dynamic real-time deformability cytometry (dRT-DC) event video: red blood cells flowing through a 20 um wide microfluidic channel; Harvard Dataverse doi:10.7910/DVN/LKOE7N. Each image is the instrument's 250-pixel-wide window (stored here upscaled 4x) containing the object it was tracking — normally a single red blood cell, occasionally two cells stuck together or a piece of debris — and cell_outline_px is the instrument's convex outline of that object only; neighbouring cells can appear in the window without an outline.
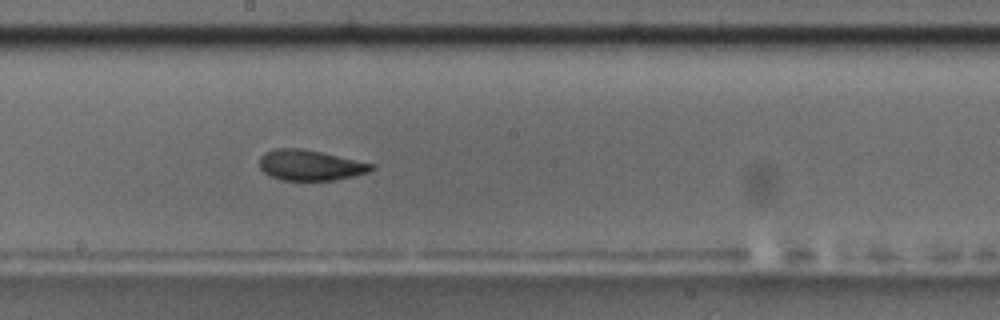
{"species": "common noctule bat (a hibernating species)", "species_latin": "Nyctalus noctula", "temperature_condition": "room temperature", "stored_images_in_passage": 51, "camera_frame_rate_fps": 3000, "um_per_image_px": 0.085, "animal": {"sex": "male", "body_mass_g": 17.5, "forearm_length_mm": 52.3}, "frame": {"image": 1, "passage_image": 30, "time_ms": 9.667, "image_size_px": [1000, 320], "cell_outline_px": [[376, 168], [368, 172], [352, 176], [332, 180], [280, 180], [264, 172], [260, 168], [260, 156], [264, 152], [276, 148], [300, 148], [320, 152], [376, 164]], "centroid_in_image_um": [26.37, 14.04], "position_along_channel_um": 221.8, "area_um2": 19.83}, "authors_computed_cell_mechanics": {"area_um2": 20.4612, "velocity_mm_per_s": 3.6252, "shape_relaxation_time_tau1_ms": 7.6462, "shape_relaxation_time_tau2_ms": 1.6146, "deformation_change_tau1": 0.1669, "deformation_change_tau2": 0.0672}}